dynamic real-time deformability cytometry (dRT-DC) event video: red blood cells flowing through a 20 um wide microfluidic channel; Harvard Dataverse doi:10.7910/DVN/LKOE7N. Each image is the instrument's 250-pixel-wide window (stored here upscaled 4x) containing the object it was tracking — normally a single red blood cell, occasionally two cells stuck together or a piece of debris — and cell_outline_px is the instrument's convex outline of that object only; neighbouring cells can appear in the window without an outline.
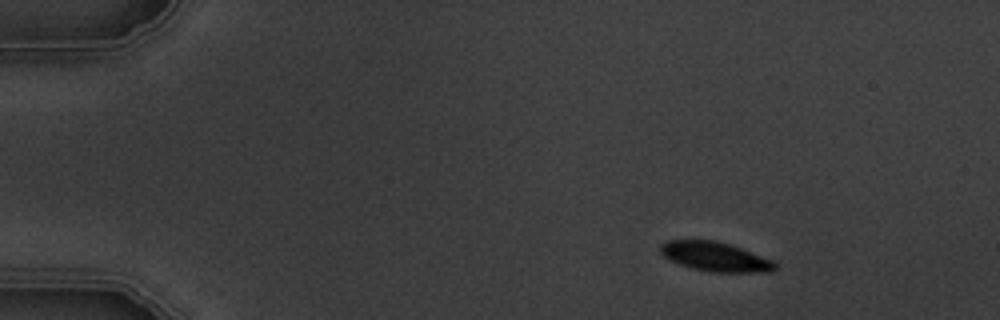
{"species": "common noctule bat (a hibernating species)", "species_latin": "Nyctalus noctula", "temperature_condition": "warm", "stored_images_in_passage": 6, "camera_frame_rate_fps": 3000, "um_per_image_px": 0.085, "animal": {"sex": "male", "body_mass_g": 19.5, "forearm_length_mm": 54.6}, "frame": {"image": 1, "passage_image": 1, "time_ms": 0.0, "image_size_px": [1000, 320], "cell_outline_px": [[776, 268], [772, 272], [712, 272], [692, 268], [680, 264], [664, 256], [660, 252], [660, 244], [668, 240], [716, 240], [740, 248], [772, 260], [776, 264]], "centroid_in_image_um": [60.78, 21.82], "position_along_channel_um": 24.2, "area_um2": 19.36}}
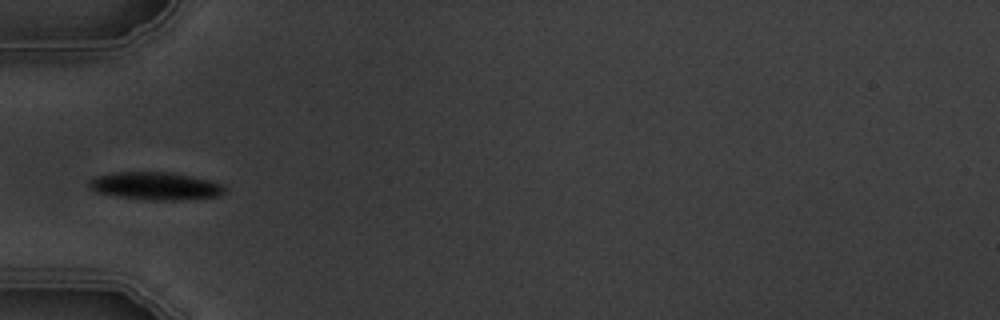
{"frame": {"image": 2, "passage_image": 4, "time_ms": 3.667, "image_size_px": [1000, 320], "cell_outline_px": [[224, 192], [220, 196], [172, 200], [144, 200], [96, 192], [88, 184], [88, 180], [96, 176], [112, 172], [172, 172], [208, 180], [220, 184], [224, 188]], "centroid_in_image_um": [13.17, 15.8], "position_along_channel_um": 71.8, "area_um2": 21.68}}
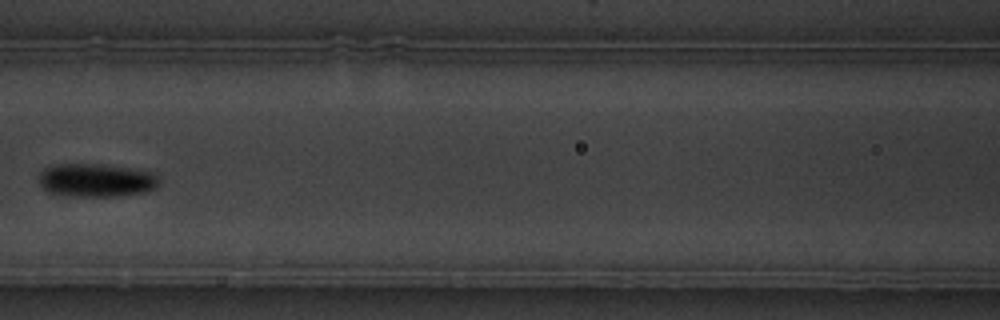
{"frame": {"image": 3, "passage_image": 6, "time_ms": 6.0, "image_size_px": [1000, 320], "cell_outline_px": [[160, 180], [156, 188], [144, 192], [116, 196], [80, 196], [48, 192], [40, 184], [40, 172], [44, 168], [56, 164], [100, 164], [128, 168], [152, 172]], "centroid_in_image_um": [8.18, 15.31], "position_along_channel_um": 158.4, "area_um2": 23.06}}